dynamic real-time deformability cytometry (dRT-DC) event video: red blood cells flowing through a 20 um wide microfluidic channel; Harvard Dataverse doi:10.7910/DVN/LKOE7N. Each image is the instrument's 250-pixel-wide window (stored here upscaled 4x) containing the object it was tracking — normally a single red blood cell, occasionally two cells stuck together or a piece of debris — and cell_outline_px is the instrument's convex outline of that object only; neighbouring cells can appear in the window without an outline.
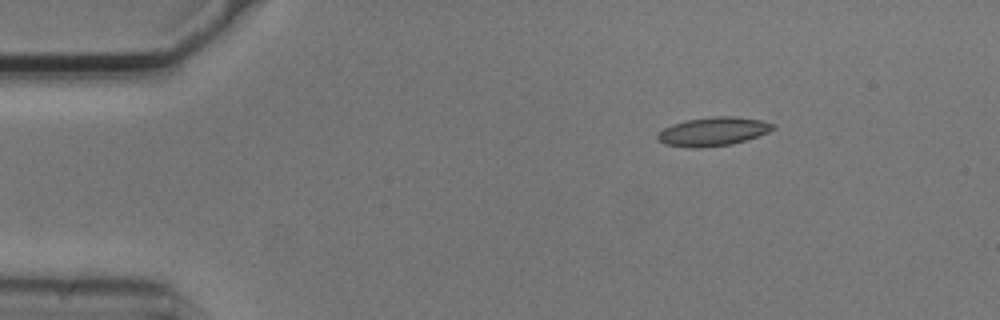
{"species": "common noctule bat (a hibernating species)", "species_latin": "Nyctalus noctula", "temperature_condition": "cold", "stored_images_in_passage": 2, "camera_frame_rate_fps": 3000, "um_per_image_px": 0.085, "animal": {"sex": "male", "body_mass_g": 20.5, "forearm_length_mm": 52.5}, "frame": {"image": 1, "passage_image": 1, "time_ms": 0.0, "image_size_px": [1000, 320], "cell_outline_px": [[776, 128], [768, 132], [748, 140], [732, 144], [700, 148], [688, 148], [664, 144], [656, 136], [664, 128], [672, 124], [684, 120], [712, 116], [736, 116], [760, 120], [776, 124]], "centroid_in_image_um": [60.64, 11.18], "position_along_channel_um": 24.4, "area_um2": 19.54}}